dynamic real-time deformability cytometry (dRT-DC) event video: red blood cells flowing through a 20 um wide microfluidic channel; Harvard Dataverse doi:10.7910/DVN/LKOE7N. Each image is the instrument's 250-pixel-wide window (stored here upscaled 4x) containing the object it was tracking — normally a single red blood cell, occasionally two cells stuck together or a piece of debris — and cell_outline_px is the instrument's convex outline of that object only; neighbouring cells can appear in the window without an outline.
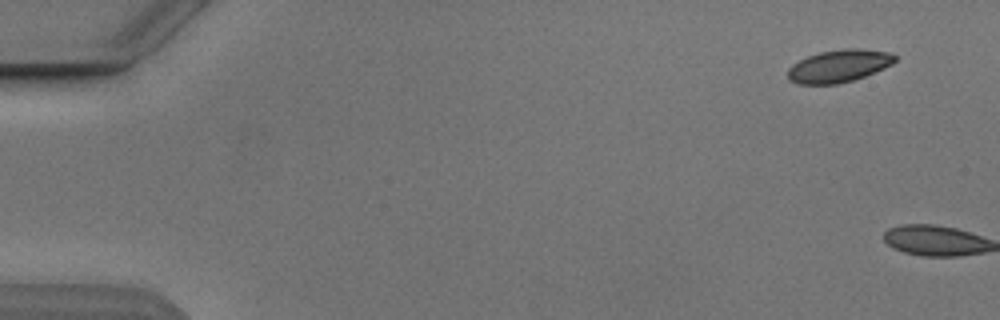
{"species": "Egyptian fruit bat (a non-hibernating species)", "species_latin": "Rousettus aegyptiacus", "temperature_condition": "cold", "stored_images_in_passage": 2, "camera_frame_rate_fps": 3000, "um_per_image_px": 0.085, "animal": {"sex": "male"}, "frame": {"image": 1, "passage_image": 1, "time_ms": 0.0, "image_size_px": [1000, 320], "cell_outline_px": [[896, 60], [892, 64], [884, 68], [864, 76], [852, 80], [836, 84], [800, 84], [788, 80], [788, 68], [792, 64], [808, 56], [820, 52], [844, 48], [856, 48], [888, 52], [896, 56]], "centroid_in_image_um": [71.29, 5.6], "position_along_channel_um": 13.7, "area_um2": 20.17}}